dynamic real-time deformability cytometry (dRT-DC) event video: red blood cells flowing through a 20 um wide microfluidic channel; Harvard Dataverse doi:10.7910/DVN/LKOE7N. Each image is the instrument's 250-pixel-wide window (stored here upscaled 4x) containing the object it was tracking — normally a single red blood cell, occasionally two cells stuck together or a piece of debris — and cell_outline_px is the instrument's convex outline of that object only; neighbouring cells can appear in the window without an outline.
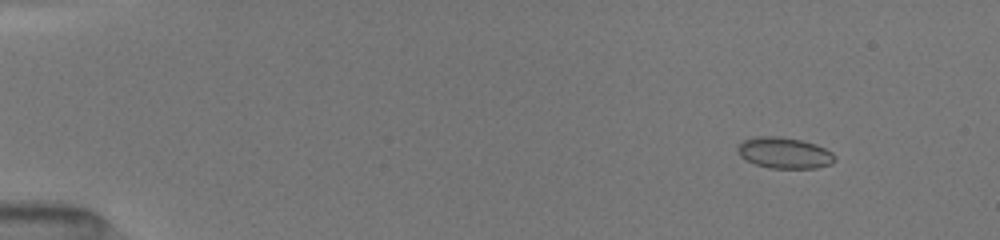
{"species": "common noctule bat (a hibernating species)", "species_latin": "Nyctalus noctula", "temperature_condition": "room temperature", "stored_images_in_passage": 9, "camera_frame_rate_fps": 3000, "um_per_image_px": 0.085, "animal": {"sex": "female", "body_mass_g": 19.5, "forearm_length_mm": 54.1}, "frame": {"image": 1, "passage_image": 2, "time_ms": 1.0, "image_size_px": [1000, 240], "cell_outline_px": [[836, 160], [832, 164], [816, 168], [768, 168], [744, 160], [736, 152], [736, 148], [744, 140], [756, 136], [780, 136], [800, 140], [816, 144], [832, 152], [836, 156]], "centroid_in_image_um": [66.66, 13.0], "position_along_channel_um": 18.3, "area_um2": 17.8}}
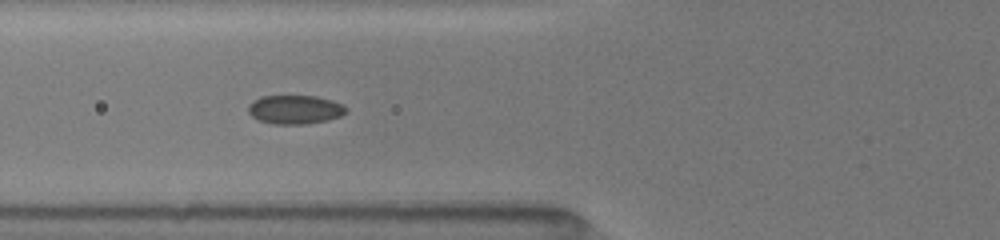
{"frame": {"image": 2, "passage_image": 7, "time_ms": 6.0, "image_size_px": [1000, 240], "cell_outline_px": [[348, 108], [340, 116], [328, 120], [304, 124], [272, 124], [260, 120], [252, 116], [248, 112], [248, 104], [252, 100], [260, 96], [316, 96], [332, 100], [344, 104]], "centroid_in_image_um": [25.06, 9.3], "position_along_channel_um": 100.7, "area_um2": 16.53}}
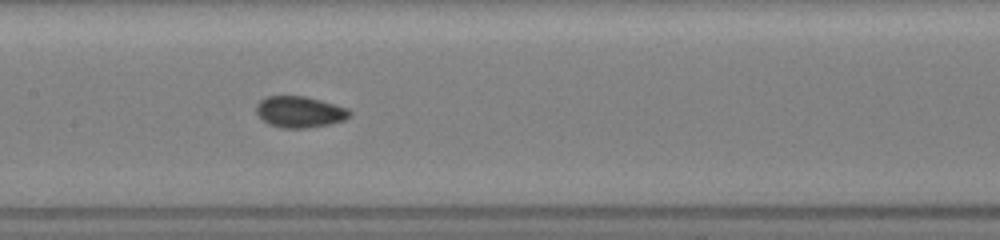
{"frame": {"image": 3, "passage_image": 9, "time_ms": 8.0, "image_size_px": [1000, 240], "cell_outline_px": [[352, 116], [344, 120], [332, 124], [304, 128], [280, 128], [268, 124], [256, 112], [256, 104], [260, 100], [268, 96], [304, 96], [336, 104], [348, 108], [352, 112]], "centroid_in_image_um": [25.51, 9.51], "position_along_channel_um": 181.9, "area_um2": 17.17}}